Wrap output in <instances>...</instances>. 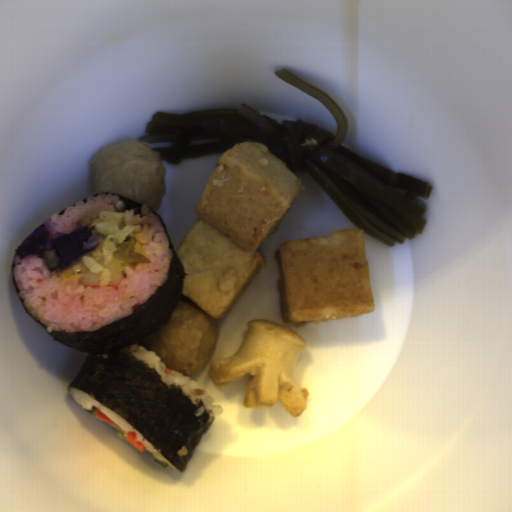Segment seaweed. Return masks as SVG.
<instances>
[{
  "label": "seaweed",
  "instance_id": "4",
  "mask_svg": "<svg viewBox=\"0 0 512 512\" xmlns=\"http://www.w3.org/2000/svg\"><path fill=\"white\" fill-rule=\"evenodd\" d=\"M81 201H82L84 204H85V203H87V199H86V198H85V199H81Z\"/></svg>",
  "mask_w": 512,
  "mask_h": 512
},
{
  "label": "seaweed",
  "instance_id": "1",
  "mask_svg": "<svg viewBox=\"0 0 512 512\" xmlns=\"http://www.w3.org/2000/svg\"><path fill=\"white\" fill-rule=\"evenodd\" d=\"M147 207L157 217L171 253L167 276L145 302L132 305V313L97 330L50 331L24 306L14 274L15 252L10 270L24 313L56 342L88 353L67 385L68 392L75 388L92 396L139 432L177 471L184 473L216 416H211L213 411L207 408L197 416L199 408L205 405L204 400L192 401L180 385L176 386L174 381L167 385L161 373L125 350L169 322L187 276L165 221Z\"/></svg>",
  "mask_w": 512,
  "mask_h": 512
},
{
  "label": "seaweed",
  "instance_id": "3",
  "mask_svg": "<svg viewBox=\"0 0 512 512\" xmlns=\"http://www.w3.org/2000/svg\"><path fill=\"white\" fill-rule=\"evenodd\" d=\"M66 209H68V208L66 207L65 209H63L62 211H60L59 213H57V214H58V216H59V215H62Z\"/></svg>",
  "mask_w": 512,
  "mask_h": 512
},
{
  "label": "seaweed",
  "instance_id": "2",
  "mask_svg": "<svg viewBox=\"0 0 512 512\" xmlns=\"http://www.w3.org/2000/svg\"><path fill=\"white\" fill-rule=\"evenodd\" d=\"M99 193H106L107 195H114V196H118V200H121L123 203H124V208L122 210V212H126L128 210H133V216L134 215H139V217H143V213H142V207L144 206L143 204L141 203H138L126 196H123L121 194H116V193H111V192H96L94 194H92V196H97Z\"/></svg>",
  "mask_w": 512,
  "mask_h": 512
}]
</instances>
